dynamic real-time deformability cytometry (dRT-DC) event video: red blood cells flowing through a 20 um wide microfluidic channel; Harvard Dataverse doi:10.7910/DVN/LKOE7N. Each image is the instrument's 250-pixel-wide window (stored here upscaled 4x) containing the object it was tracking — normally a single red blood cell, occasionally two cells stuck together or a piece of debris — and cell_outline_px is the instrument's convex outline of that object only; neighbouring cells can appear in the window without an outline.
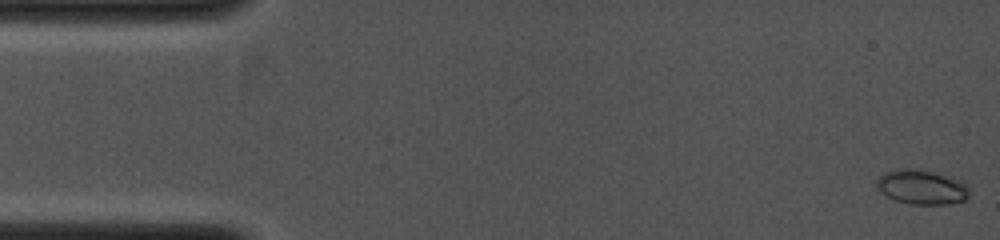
{"species": "common noctule bat (a hibernating species)", "species_latin": "Nyctalus noctula", "temperature_condition": "cold", "stored_images_in_passage": 12, "camera_frame_rate_fps": 4000, "um_per_image_px": 0.085, "animal": {"sex": "female", "body_mass_g": 19.0, "forearm_length_mm": 53.3}, "frame": {"image": 1, "passage_image": 1, "time_ms": 0.0, "image_size_px": [1000, 240], "cell_outline_px": [[968, 196], [964, 200], [944, 204], [908, 204], [896, 200], [880, 192], [876, 188], [876, 180], [884, 172], [904, 168], [912, 168], [932, 172], [960, 180], [968, 184]], "centroid_in_image_um": [78.31, 15.9], "position_along_channel_um": 6.7, "area_um2": 18.5}}
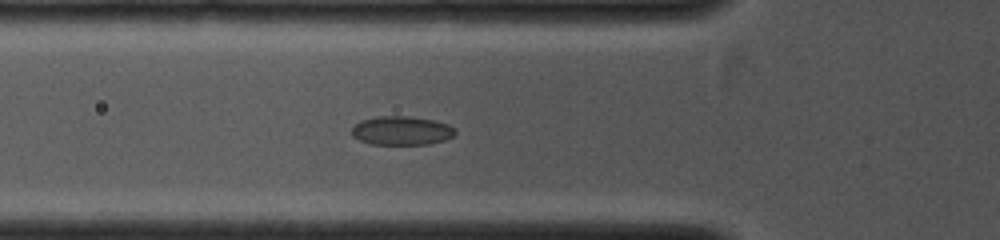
{"frame": {"image": 2, "passage_image": 9, "time_ms": 4.0, "image_size_px": [1000, 240], "cell_outline_px": [[456, 132], [452, 136], [444, 140], [428, 144], [372, 144], [360, 140], [352, 136], [352, 128], [360, 120], [376, 116], [408, 116], [436, 120], [448, 124], [456, 128]], "centroid_in_image_um": [34.15, 11.09], "position_along_channel_um": 91.7, "area_um2": 17.46}}
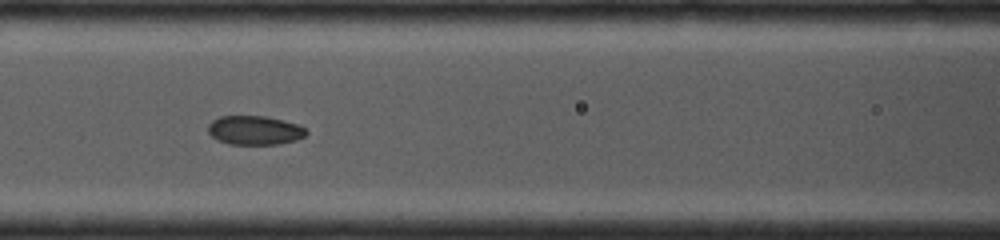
{"frame": {"image": 3, "passage_image": 11, "time_ms": 5.0, "image_size_px": [1000, 240], "cell_outline_px": [[308, 132], [304, 136], [296, 140], [280, 144], [228, 144], [212, 136], [208, 132], [208, 124], [212, 120], [220, 116], [264, 116], [300, 124]], "centroid_in_image_um": [21.66, 11.07], "position_along_channel_um": 144.9, "area_um2": 16.59}}